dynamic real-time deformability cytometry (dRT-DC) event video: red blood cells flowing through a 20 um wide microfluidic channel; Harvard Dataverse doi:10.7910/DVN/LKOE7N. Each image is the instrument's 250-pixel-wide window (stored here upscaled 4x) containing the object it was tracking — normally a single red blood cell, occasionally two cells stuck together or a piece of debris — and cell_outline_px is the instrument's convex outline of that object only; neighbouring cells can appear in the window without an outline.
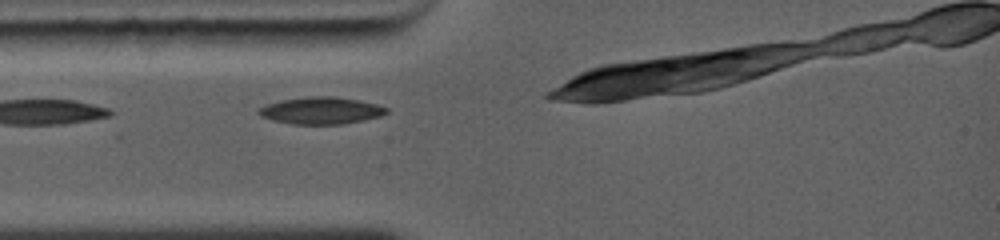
{"species": "common noctule bat (a hibernating species)", "species_latin": "Nyctalus noctula", "temperature_condition": "warm", "stored_images_in_passage": 6, "camera_frame_rate_fps": 5000, "um_per_image_px": 0.085, "animal": {"sex": "female", "body_mass_g": 19.0, "forearm_length_mm": 56.7}, "frame": {"image": 1, "passage_image": 1, "time_ms": 0.0, "image_size_px": [1000, 240], "cell_outline_px": [[388, 112], [380, 116], [364, 120], [344, 124], [292, 124], [272, 120], [260, 116], [256, 112], [260, 108], [268, 104], [280, 100], [304, 96], [336, 96], [360, 100], [376, 104], [388, 108]], "centroid_in_image_um": [27.29, 9.39], "position_along_channel_um": 57.7, "area_um2": 20.29}}